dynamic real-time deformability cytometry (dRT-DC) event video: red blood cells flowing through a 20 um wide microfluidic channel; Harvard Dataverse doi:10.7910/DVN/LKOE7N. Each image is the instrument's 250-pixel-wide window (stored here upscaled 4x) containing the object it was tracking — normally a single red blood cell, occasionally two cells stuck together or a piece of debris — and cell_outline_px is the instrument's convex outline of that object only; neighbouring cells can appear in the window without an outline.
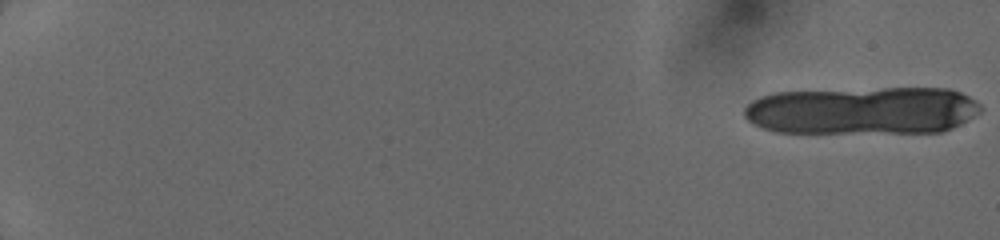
{"species": "human", "species_latin": "Homo sapiens", "temperature_condition": "cold", "stored_images_in_passage": 8, "camera_frame_rate_fps": 3000, "um_per_image_px": 0.085, "donor": {"sex": "female"}, "frame": {"image": 1, "passage_image": 1, "time_ms": 0.0, "image_size_px": [1000, 240], "cell_outline_px": [[984, 108], [980, 112], [968, 120], [952, 128], [940, 132], [776, 132], [760, 128], [752, 124], [744, 116], [744, 108], [752, 100], [760, 96], [772, 92], [884, 88], [948, 88], [960, 92], [976, 100]], "centroid_in_image_um": [73.31, 9.39], "position_along_channel_um": 11.7, "area_um2": 66.24}}